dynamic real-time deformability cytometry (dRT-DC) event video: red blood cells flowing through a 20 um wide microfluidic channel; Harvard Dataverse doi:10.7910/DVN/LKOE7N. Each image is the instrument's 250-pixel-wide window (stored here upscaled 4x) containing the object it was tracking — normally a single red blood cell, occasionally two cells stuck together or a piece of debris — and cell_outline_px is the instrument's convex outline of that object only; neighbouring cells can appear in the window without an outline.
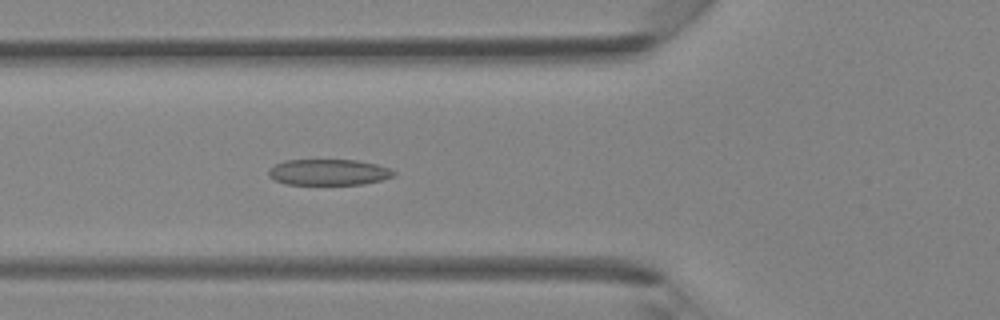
{"species": "Egyptian fruit bat (a non-hibernating species)", "species_latin": "Rousettus aegyptiacus", "temperature_condition": "room temperature", "stored_images_in_passage": 39, "camera_frame_rate_fps": 3000, "um_per_image_px": 0.085, "animal": {"sex": "female"}, "frame": {"image": 1, "passage_image": 14, "time_ms": 4.333, "image_size_px": [1000, 320], "cell_outline_px": [[396, 172], [392, 176], [380, 180], [364, 184], [284, 184], [268, 176], [268, 172], [276, 164], [284, 160], [356, 160], [376, 164], [388, 168]], "centroid_in_image_um": [27.92, 14.63], "position_along_channel_um": 97.9, "area_um2": 18.73}}
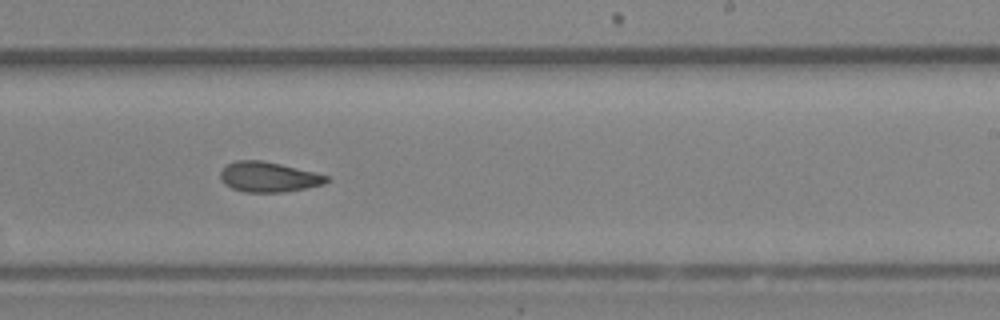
{"frame": {"image": 2, "passage_image": 24, "time_ms": 7.667, "image_size_px": [1000, 320], "cell_outline_px": [[328, 180], [324, 184], [284, 192], [244, 192], [232, 188], [224, 184], [220, 176], [220, 172], [228, 164], [236, 160], [260, 160], [280, 164], [328, 176]], "centroid_in_image_um": [22.79, 15.05], "position_along_channel_um": 266.2, "area_um2": 18.32}}
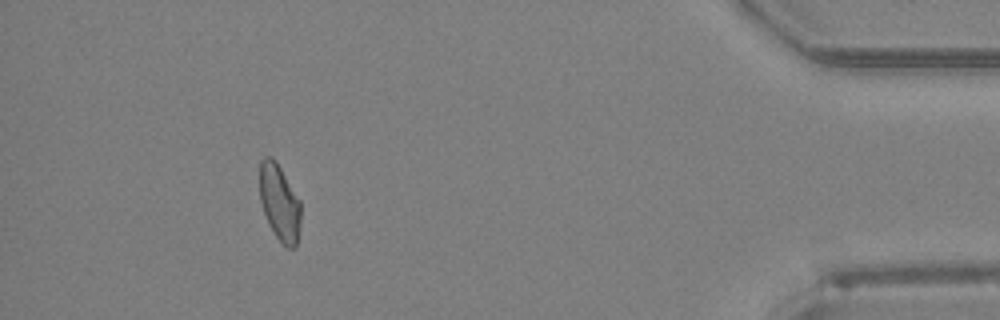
{"frame": {"image": 3, "passage_image": 36, "time_ms": 11.667, "image_size_px": [1000, 320], "cell_outline_px": [[300, 224], [296, 248], [288, 248], [276, 236], [268, 224], [260, 200], [260, 160], [264, 156], [272, 156], [276, 160], [300, 200]], "centroid_in_image_um": [23.76, 17.19], "position_along_channel_um": 411.4, "area_um2": 18.32}}